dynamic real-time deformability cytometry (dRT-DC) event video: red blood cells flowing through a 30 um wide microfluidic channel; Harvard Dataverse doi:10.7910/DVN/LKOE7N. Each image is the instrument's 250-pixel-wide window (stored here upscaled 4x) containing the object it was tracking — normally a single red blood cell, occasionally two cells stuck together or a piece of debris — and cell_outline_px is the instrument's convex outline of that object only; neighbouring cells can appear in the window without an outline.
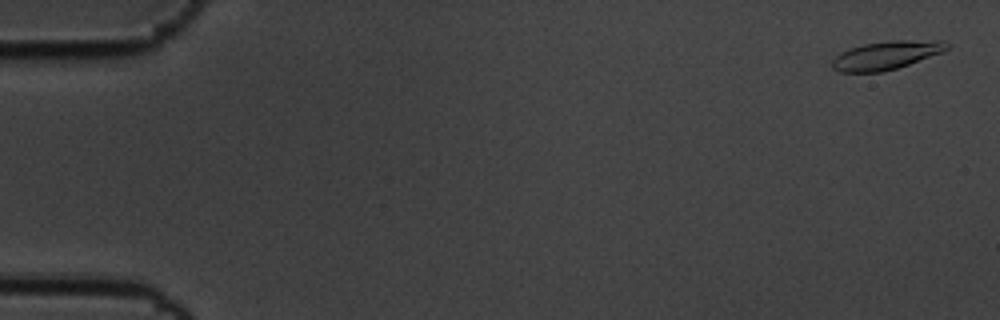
{"species": "common noctule bat (a hibernating species)", "species_latin": "Nyctalus noctula", "temperature_condition": "cold", "stored_images_in_passage": 59, "camera_frame_rate_fps": 3000, "um_per_image_px": 0.085, "animal": {"sex": "male", "body_mass_g": 19.5, "forearm_length_mm": 54.6}, "frame": {"image": 1, "passage_image": 2, "time_ms": 0.333, "image_size_px": [1000, 320], "cell_outline_px": [[952, 44], [944, 52], [896, 68], [880, 72], [840, 72], [832, 68], [832, 60], [840, 52], [864, 44], [896, 40], [944, 40]], "centroid_in_image_um": [75.38, 4.69], "position_along_channel_um": 9.6, "area_um2": 18.96}}
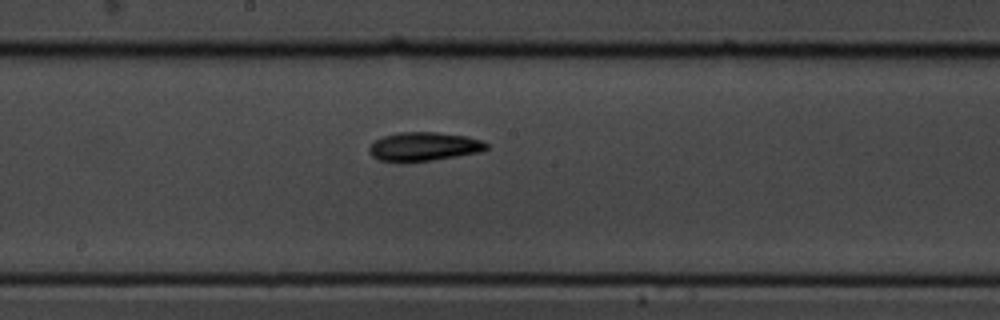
{"frame": {"image": 2, "passage_image": 32, "time_ms": 10.333, "image_size_px": [1000, 320], "cell_outline_px": [[488, 148], [480, 152], [432, 160], [380, 160], [372, 156], [368, 152], [368, 148], [372, 140], [384, 136], [400, 132], [436, 132], [464, 136], [480, 140], [488, 144]], "centroid_in_image_um": [36.0, 12.43], "position_along_channel_um": 212.2, "area_um2": 19.25}}
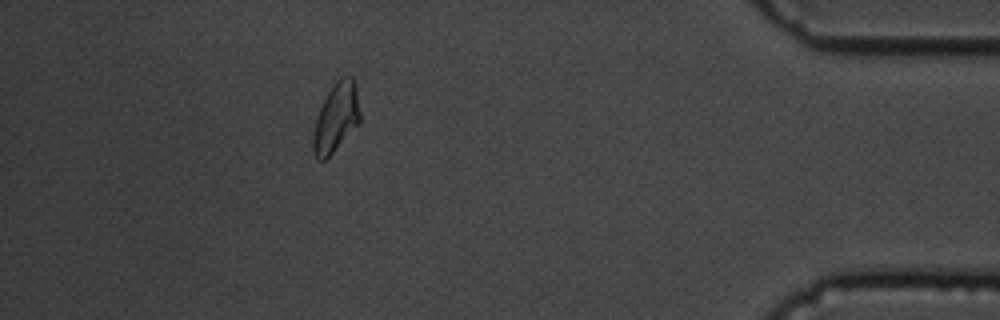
{"frame": {"image": 3, "passage_image": 53, "time_ms": 17.333, "image_size_px": [1000, 320], "cell_outline_px": [[360, 124], [324, 160], [316, 160], [312, 148], [312, 136], [316, 120], [320, 108], [328, 92], [336, 80], [340, 76], [352, 76], [356, 84], [360, 112]], "centroid_in_image_um": [28.58, 9.98], "position_along_channel_um": 406.6, "area_um2": 18.9}, "authors_computed_cell_mechanics": {"area_um2": 18.9584, "velocity_mm_per_s": 3.4317, "shape_relaxation_time_tau1_ms": 5.5198, "shape_relaxation_time_tau2_ms": null, "deformation_change_tau1": 0.1448, "deformation_change_tau2": null}}